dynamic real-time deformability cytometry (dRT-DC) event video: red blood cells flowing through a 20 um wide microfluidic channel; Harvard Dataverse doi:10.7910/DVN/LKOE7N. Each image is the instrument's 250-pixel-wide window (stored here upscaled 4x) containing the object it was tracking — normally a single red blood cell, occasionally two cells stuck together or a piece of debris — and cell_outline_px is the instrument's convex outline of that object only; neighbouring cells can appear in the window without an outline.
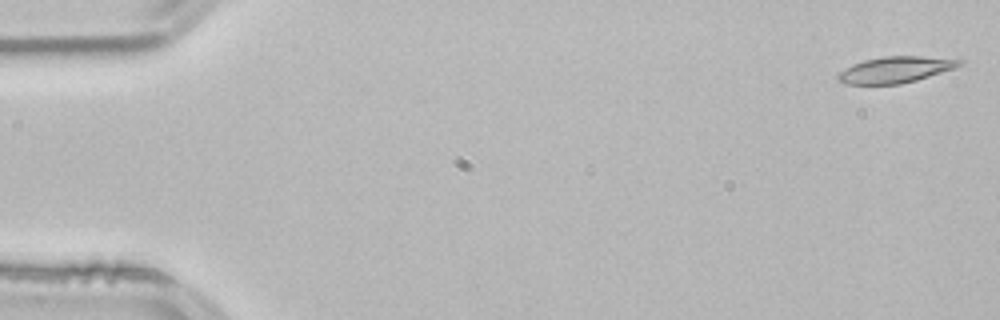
{"species": "common noctule bat (a hibernating species)", "species_latin": "Nyctalus noctula", "temperature_condition": "room temperature", "stored_images_in_passage": 11, "camera_frame_rate_fps": 3000, "um_per_image_px": 0.085, "animal": {"sex": "male", "body_mass_g": 21.5, "forearm_length_mm": 52.0}, "frame": {"image": 1, "passage_image": 1, "time_ms": 0.0, "image_size_px": [1000, 320], "cell_outline_px": [[964, 64], [956, 68], [916, 80], [900, 84], [848, 84], [836, 80], [836, 72], [852, 64], [864, 60], [884, 56], [920, 56], [964, 60]], "centroid_in_image_um": [76.08, 5.92], "position_along_channel_um": 8.9, "area_um2": 18.73}}